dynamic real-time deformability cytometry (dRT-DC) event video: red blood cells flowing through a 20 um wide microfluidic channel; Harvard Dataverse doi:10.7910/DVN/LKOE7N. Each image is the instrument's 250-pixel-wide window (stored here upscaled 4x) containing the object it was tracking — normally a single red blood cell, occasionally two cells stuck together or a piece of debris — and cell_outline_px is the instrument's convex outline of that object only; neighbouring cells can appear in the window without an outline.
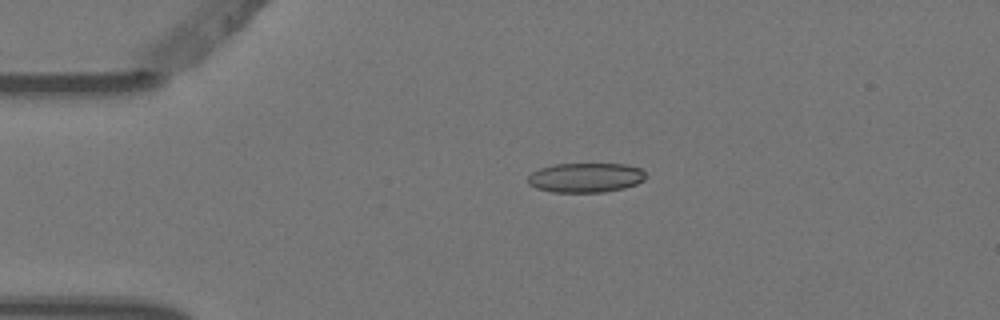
{"species": "Egyptian fruit bat (a non-hibernating species)", "species_latin": "Rousettus aegyptiacus", "temperature_condition": "warm", "stored_images_in_passage": 2, "camera_frame_rate_fps": 3000, "um_per_image_px": 0.085, "animal": {"sex": "female"}, "frame": {"image": 1, "passage_image": 1, "time_ms": 0.0, "image_size_px": [1000, 320], "cell_outline_px": [[644, 180], [636, 184], [624, 188], [604, 192], [552, 192], [536, 188], [528, 184], [528, 176], [532, 172], [540, 168], [552, 164], [624, 164], [640, 168], [644, 172]], "centroid_in_image_um": [49.75, 15.1], "position_along_channel_um": 35.3, "area_um2": 20.29}}